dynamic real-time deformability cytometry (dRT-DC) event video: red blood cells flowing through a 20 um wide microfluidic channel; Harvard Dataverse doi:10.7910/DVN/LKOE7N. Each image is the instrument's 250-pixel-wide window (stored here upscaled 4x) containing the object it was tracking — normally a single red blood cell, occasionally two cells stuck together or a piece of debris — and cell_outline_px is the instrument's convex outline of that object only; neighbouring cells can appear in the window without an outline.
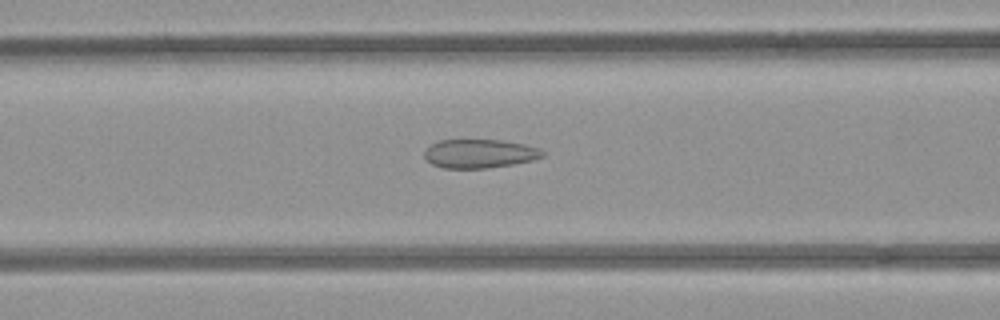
{"species": "common noctule bat (a hibernating species)", "species_latin": "Nyctalus noctula", "temperature_condition": "room temperature", "stored_images_in_passage": 52, "camera_frame_rate_fps": 3000, "um_per_image_px": 0.085, "animal": {"sex": "female", "body_mass_g": 21.9}, "frame": {"image": 1, "passage_image": 21, "time_ms": 6.667, "image_size_px": [1000, 320], "cell_outline_px": [[544, 156], [532, 160], [512, 164], [488, 168], [444, 168], [432, 164], [424, 156], [424, 152], [432, 144], [440, 140], [500, 140], [524, 144], [540, 148], [544, 152]], "centroid_in_image_um": [40.78, 13.06], "position_along_channel_um": 125.8, "area_um2": 19.65}}
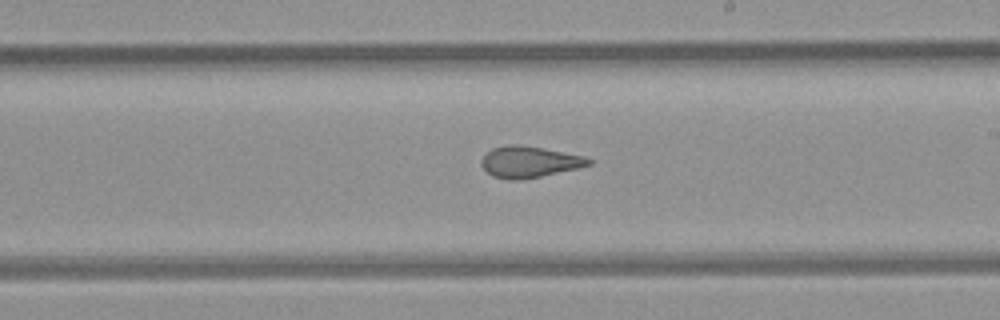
{"frame": {"image": 2, "passage_image": 30, "time_ms": 9.667, "image_size_px": [1000, 320], "cell_outline_px": [[592, 164], [576, 168], [540, 176], [516, 180], [508, 180], [492, 176], [480, 164], [480, 160], [492, 148], [508, 144], [516, 144], [540, 148], [584, 156], [592, 160]], "centroid_in_image_um": [44.95, 13.76], "position_along_channel_um": 244.1, "area_um2": 19.19}}
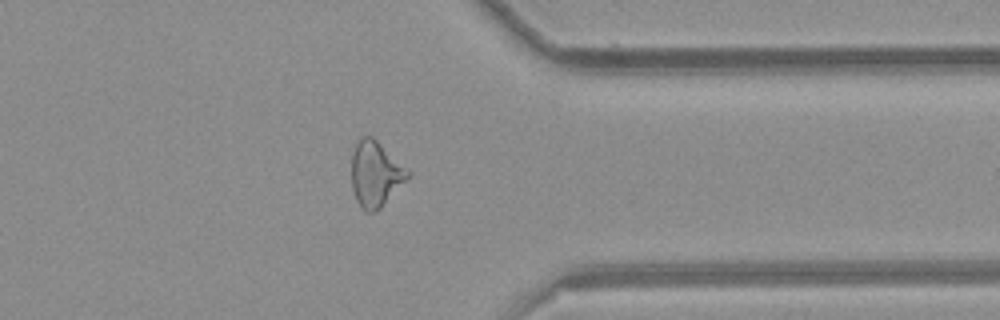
{"frame": {"image": 3, "passage_image": 41, "time_ms": 13.333, "image_size_px": [1000, 320], "cell_outline_px": [[412, 172], [380, 208], [376, 212], [364, 212], [360, 208], [356, 200], [352, 188], [352, 152], [360, 136], [372, 136]], "centroid_in_image_um": [31.89, 14.78], "position_along_channel_um": 379.5, "area_um2": 21.33}, "authors_computed_cell_mechanics": {"area_um2": 22.2819, "velocity_mm_per_s": 3.9349, "shape_relaxation_time_tau1_ms": null, "shape_relaxation_time_tau2_ms": 1.7011, "deformation_change_tau1": null, "deformation_change_tau2": 0.102}}